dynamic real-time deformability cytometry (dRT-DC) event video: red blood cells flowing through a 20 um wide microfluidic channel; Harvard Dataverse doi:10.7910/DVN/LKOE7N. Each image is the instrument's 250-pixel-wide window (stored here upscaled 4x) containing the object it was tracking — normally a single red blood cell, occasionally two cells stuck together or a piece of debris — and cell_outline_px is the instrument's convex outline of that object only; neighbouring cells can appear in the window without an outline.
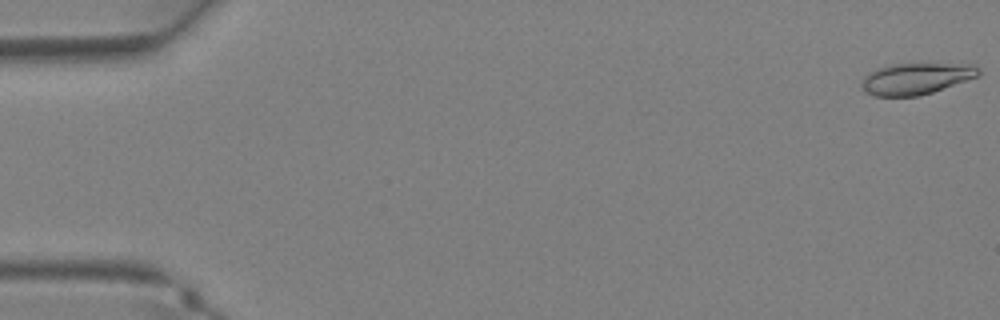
{"species": "Egyptian fruit bat (a non-hibernating species)", "species_latin": "Rousettus aegyptiacus", "temperature_condition": "warm", "stored_images_in_passage": 13, "camera_frame_rate_fps": 3000, "um_per_image_px": 0.085, "animal": {"sex": "female"}, "frame": {"image": 1, "passage_image": 1, "time_ms": 0.0, "image_size_px": [1000, 320], "cell_outline_px": [[980, 76], [920, 96], [872, 96], [864, 92], [860, 88], [860, 84], [864, 76], [880, 68], [896, 64], [972, 64], [980, 68]], "centroid_in_image_um": [77.87, 6.7], "position_along_channel_um": 7.1, "area_um2": 21.39}}